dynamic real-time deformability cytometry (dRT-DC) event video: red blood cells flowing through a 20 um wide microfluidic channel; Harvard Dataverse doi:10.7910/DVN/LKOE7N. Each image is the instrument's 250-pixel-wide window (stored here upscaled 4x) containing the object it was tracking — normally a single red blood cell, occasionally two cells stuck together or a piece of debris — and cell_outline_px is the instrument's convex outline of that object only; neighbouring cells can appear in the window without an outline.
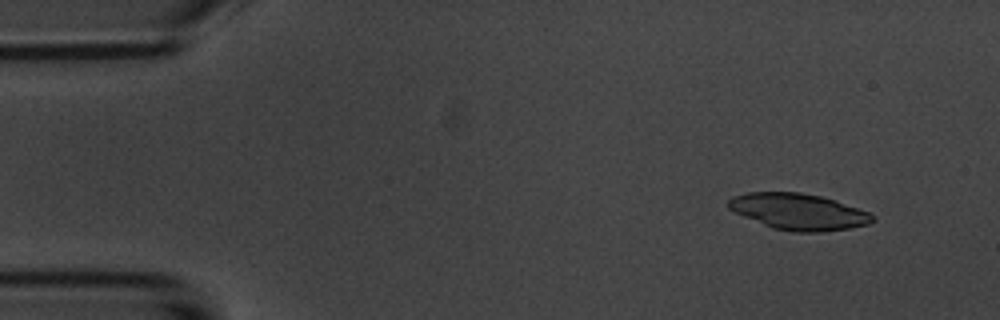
{"species": "common noctule bat (a hibernating species)", "species_latin": "Nyctalus noctula", "temperature_condition": "room temperature", "stored_images_in_passage": 51, "camera_frame_rate_fps": 3000, "um_per_image_px": 0.085, "animal": {"sex": "male", "body_mass_g": 20.1, "forearm_length_mm": 53.5}, "frame": {"image": 1, "passage_image": 3, "time_ms": 0.667, "image_size_px": [1000, 320], "cell_outline_px": [[876, 220], [868, 224], [848, 228], [820, 232], [792, 232], [772, 228], [744, 216], [728, 208], [728, 200], [732, 196], [748, 192], [800, 192], [820, 196], [836, 200], [868, 212], [876, 216]], "centroid_in_image_um": [67.88, 17.99], "position_along_channel_um": 17.1, "area_um2": 30.4}}